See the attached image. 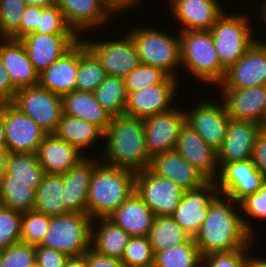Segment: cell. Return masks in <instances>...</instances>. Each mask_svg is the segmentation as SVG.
Returning <instances> with one entry per match:
<instances>
[{
    "label": "cell",
    "instance_id": "ab89813d",
    "mask_svg": "<svg viewBox=\"0 0 266 267\" xmlns=\"http://www.w3.org/2000/svg\"><path fill=\"white\" fill-rule=\"evenodd\" d=\"M51 216L34 210L23 212L21 220L20 240L23 243L37 246L47 234Z\"/></svg>",
    "mask_w": 266,
    "mask_h": 267
},
{
    "label": "cell",
    "instance_id": "74e56055",
    "mask_svg": "<svg viewBox=\"0 0 266 267\" xmlns=\"http://www.w3.org/2000/svg\"><path fill=\"white\" fill-rule=\"evenodd\" d=\"M93 93L96 101L112 117L124 114L128 93L123 78L107 75Z\"/></svg>",
    "mask_w": 266,
    "mask_h": 267
},
{
    "label": "cell",
    "instance_id": "6da1fadb",
    "mask_svg": "<svg viewBox=\"0 0 266 267\" xmlns=\"http://www.w3.org/2000/svg\"><path fill=\"white\" fill-rule=\"evenodd\" d=\"M235 204L239 205L219 192L210 200L208 215L194 236L202 257L211 253L243 250L253 243L255 230L247 218L234 210L233 205L237 209Z\"/></svg>",
    "mask_w": 266,
    "mask_h": 267
},
{
    "label": "cell",
    "instance_id": "6f0895ef",
    "mask_svg": "<svg viewBox=\"0 0 266 267\" xmlns=\"http://www.w3.org/2000/svg\"><path fill=\"white\" fill-rule=\"evenodd\" d=\"M64 267H86L84 256L69 257Z\"/></svg>",
    "mask_w": 266,
    "mask_h": 267
},
{
    "label": "cell",
    "instance_id": "f35d334b",
    "mask_svg": "<svg viewBox=\"0 0 266 267\" xmlns=\"http://www.w3.org/2000/svg\"><path fill=\"white\" fill-rule=\"evenodd\" d=\"M154 264L157 267H200L202 256L192 238L187 243L156 251Z\"/></svg>",
    "mask_w": 266,
    "mask_h": 267
},
{
    "label": "cell",
    "instance_id": "d6986e66",
    "mask_svg": "<svg viewBox=\"0 0 266 267\" xmlns=\"http://www.w3.org/2000/svg\"><path fill=\"white\" fill-rule=\"evenodd\" d=\"M217 193L215 181H208L198 189L184 190L171 217L194 238L208 215L210 200Z\"/></svg>",
    "mask_w": 266,
    "mask_h": 267
},
{
    "label": "cell",
    "instance_id": "9a60e30c",
    "mask_svg": "<svg viewBox=\"0 0 266 267\" xmlns=\"http://www.w3.org/2000/svg\"><path fill=\"white\" fill-rule=\"evenodd\" d=\"M177 84V78L168 76L161 84L128 93L124 114L145 119L173 109Z\"/></svg>",
    "mask_w": 266,
    "mask_h": 267
},
{
    "label": "cell",
    "instance_id": "ba28073f",
    "mask_svg": "<svg viewBox=\"0 0 266 267\" xmlns=\"http://www.w3.org/2000/svg\"><path fill=\"white\" fill-rule=\"evenodd\" d=\"M11 103L48 134L57 129L63 113L62 97L39 85L18 89Z\"/></svg>",
    "mask_w": 266,
    "mask_h": 267
},
{
    "label": "cell",
    "instance_id": "277c9868",
    "mask_svg": "<svg viewBox=\"0 0 266 267\" xmlns=\"http://www.w3.org/2000/svg\"><path fill=\"white\" fill-rule=\"evenodd\" d=\"M180 36L181 66L206 84H219L226 70L218 59L210 30L178 32ZM184 65V66H183Z\"/></svg>",
    "mask_w": 266,
    "mask_h": 267
},
{
    "label": "cell",
    "instance_id": "d6a6232c",
    "mask_svg": "<svg viewBox=\"0 0 266 267\" xmlns=\"http://www.w3.org/2000/svg\"><path fill=\"white\" fill-rule=\"evenodd\" d=\"M63 199V175L45 174L36 190L33 210L51 217L67 214L69 212L64 207Z\"/></svg>",
    "mask_w": 266,
    "mask_h": 267
},
{
    "label": "cell",
    "instance_id": "d590c367",
    "mask_svg": "<svg viewBox=\"0 0 266 267\" xmlns=\"http://www.w3.org/2000/svg\"><path fill=\"white\" fill-rule=\"evenodd\" d=\"M11 180H22L37 190L45 175L34 153L10 152L7 157L6 173Z\"/></svg>",
    "mask_w": 266,
    "mask_h": 267
},
{
    "label": "cell",
    "instance_id": "9c48e42d",
    "mask_svg": "<svg viewBox=\"0 0 266 267\" xmlns=\"http://www.w3.org/2000/svg\"><path fill=\"white\" fill-rule=\"evenodd\" d=\"M135 191L155 216H171L179 205L184 189L147 168L135 173Z\"/></svg>",
    "mask_w": 266,
    "mask_h": 267
},
{
    "label": "cell",
    "instance_id": "816d5d0a",
    "mask_svg": "<svg viewBox=\"0 0 266 267\" xmlns=\"http://www.w3.org/2000/svg\"><path fill=\"white\" fill-rule=\"evenodd\" d=\"M83 256L86 267H124L121 259L100 254L91 247Z\"/></svg>",
    "mask_w": 266,
    "mask_h": 267
},
{
    "label": "cell",
    "instance_id": "60d3db41",
    "mask_svg": "<svg viewBox=\"0 0 266 267\" xmlns=\"http://www.w3.org/2000/svg\"><path fill=\"white\" fill-rule=\"evenodd\" d=\"M154 250L148 236L130 237L121 258L124 267H142L154 264Z\"/></svg>",
    "mask_w": 266,
    "mask_h": 267
},
{
    "label": "cell",
    "instance_id": "484cf974",
    "mask_svg": "<svg viewBox=\"0 0 266 267\" xmlns=\"http://www.w3.org/2000/svg\"><path fill=\"white\" fill-rule=\"evenodd\" d=\"M100 161L86 157L63 175L64 207L69 213H87L88 188L96 164Z\"/></svg>",
    "mask_w": 266,
    "mask_h": 267
},
{
    "label": "cell",
    "instance_id": "2e32d148",
    "mask_svg": "<svg viewBox=\"0 0 266 267\" xmlns=\"http://www.w3.org/2000/svg\"><path fill=\"white\" fill-rule=\"evenodd\" d=\"M219 102L202 100L193 109L185 111L186 123L216 150L225 139L230 121L225 104Z\"/></svg>",
    "mask_w": 266,
    "mask_h": 267
},
{
    "label": "cell",
    "instance_id": "f546056e",
    "mask_svg": "<svg viewBox=\"0 0 266 267\" xmlns=\"http://www.w3.org/2000/svg\"><path fill=\"white\" fill-rule=\"evenodd\" d=\"M63 113L84 119L106 131L112 116L96 101L93 92L74 90L62 96Z\"/></svg>",
    "mask_w": 266,
    "mask_h": 267
},
{
    "label": "cell",
    "instance_id": "94428289",
    "mask_svg": "<svg viewBox=\"0 0 266 267\" xmlns=\"http://www.w3.org/2000/svg\"><path fill=\"white\" fill-rule=\"evenodd\" d=\"M0 147H6L4 114L0 111Z\"/></svg>",
    "mask_w": 266,
    "mask_h": 267
},
{
    "label": "cell",
    "instance_id": "e0dca14e",
    "mask_svg": "<svg viewBox=\"0 0 266 267\" xmlns=\"http://www.w3.org/2000/svg\"><path fill=\"white\" fill-rule=\"evenodd\" d=\"M175 151L209 181L217 179L220 169L217 150L208 145L188 123L180 130Z\"/></svg>",
    "mask_w": 266,
    "mask_h": 267
},
{
    "label": "cell",
    "instance_id": "7bdbcfd3",
    "mask_svg": "<svg viewBox=\"0 0 266 267\" xmlns=\"http://www.w3.org/2000/svg\"><path fill=\"white\" fill-rule=\"evenodd\" d=\"M25 7L23 0H0V38H11L18 31Z\"/></svg>",
    "mask_w": 266,
    "mask_h": 267
},
{
    "label": "cell",
    "instance_id": "f1b7e54d",
    "mask_svg": "<svg viewBox=\"0 0 266 267\" xmlns=\"http://www.w3.org/2000/svg\"><path fill=\"white\" fill-rule=\"evenodd\" d=\"M108 218L131 237L148 236L155 214L134 191Z\"/></svg>",
    "mask_w": 266,
    "mask_h": 267
},
{
    "label": "cell",
    "instance_id": "e7e4bbea",
    "mask_svg": "<svg viewBox=\"0 0 266 267\" xmlns=\"http://www.w3.org/2000/svg\"><path fill=\"white\" fill-rule=\"evenodd\" d=\"M29 267H41L37 261H35L33 264H31Z\"/></svg>",
    "mask_w": 266,
    "mask_h": 267
},
{
    "label": "cell",
    "instance_id": "11a10c76",
    "mask_svg": "<svg viewBox=\"0 0 266 267\" xmlns=\"http://www.w3.org/2000/svg\"><path fill=\"white\" fill-rule=\"evenodd\" d=\"M141 0H101L102 4L105 6V8L110 12V14L116 15V14H123L122 11L126 13V10H130L131 8L140 6Z\"/></svg>",
    "mask_w": 266,
    "mask_h": 267
},
{
    "label": "cell",
    "instance_id": "c3c4849f",
    "mask_svg": "<svg viewBox=\"0 0 266 267\" xmlns=\"http://www.w3.org/2000/svg\"><path fill=\"white\" fill-rule=\"evenodd\" d=\"M250 219H266V180L255 193L244 198L237 206ZM240 207V208H239ZM249 216V217H248Z\"/></svg>",
    "mask_w": 266,
    "mask_h": 267
},
{
    "label": "cell",
    "instance_id": "7c38bea8",
    "mask_svg": "<svg viewBox=\"0 0 266 267\" xmlns=\"http://www.w3.org/2000/svg\"><path fill=\"white\" fill-rule=\"evenodd\" d=\"M0 111L4 114L8 151L35 154L48 133L11 102L1 103Z\"/></svg>",
    "mask_w": 266,
    "mask_h": 267
},
{
    "label": "cell",
    "instance_id": "8992f818",
    "mask_svg": "<svg viewBox=\"0 0 266 267\" xmlns=\"http://www.w3.org/2000/svg\"><path fill=\"white\" fill-rule=\"evenodd\" d=\"M92 218L87 213L52 216L40 246L55 249L68 257L83 256L90 248Z\"/></svg>",
    "mask_w": 266,
    "mask_h": 267
},
{
    "label": "cell",
    "instance_id": "30bf717a",
    "mask_svg": "<svg viewBox=\"0 0 266 267\" xmlns=\"http://www.w3.org/2000/svg\"><path fill=\"white\" fill-rule=\"evenodd\" d=\"M119 38L106 41L105 39L104 41L82 40L99 60L108 76L124 78L140 62L132 38L128 34Z\"/></svg>",
    "mask_w": 266,
    "mask_h": 267
},
{
    "label": "cell",
    "instance_id": "e575fe53",
    "mask_svg": "<svg viewBox=\"0 0 266 267\" xmlns=\"http://www.w3.org/2000/svg\"><path fill=\"white\" fill-rule=\"evenodd\" d=\"M148 238L155 253L187 243L193 237L171 216H155Z\"/></svg>",
    "mask_w": 266,
    "mask_h": 267
},
{
    "label": "cell",
    "instance_id": "5b68a950",
    "mask_svg": "<svg viewBox=\"0 0 266 267\" xmlns=\"http://www.w3.org/2000/svg\"><path fill=\"white\" fill-rule=\"evenodd\" d=\"M136 27L130 29L128 35L135 44L139 62L159 68L169 77L178 79L179 76L175 72L181 66L178 33L177 36H171L154 27Z\"/></svg>",
    "mask_w": 266,
    "mask_h": 267
},
{
    "label": "cell",
    "instance_id": "ffe728a7",
    "mask_svg": "<svg viewBox=\"0 0 266 267\" xmlns=\"http://www.w3.org/2000/svg\"><path fill=\"white\" fill-rule=\"evenodd\" d=\"M221 98L231 119L262 125L266 117V85L222 89Z\"/></svg>",
    "mask_w": 266,
    "mask_h": 267
},
{
    "label": "cell",
    "instance_id": "03108f58",
    "mask_svg": "<svg viewBox=\"0 0 266 267\" xmlns=\"http://www.w3.org/2000/svg\"><path fill=\"white\" fill-rule=\"evenodd\" d=\"M142 267H157L155 264H152L150 266H142Z\"/></svg>",
    "mask_w": 266,
    "mask_h": 267
},
{
    "label": "cell",
    "instance_id": "91938a15",
    "mask_svg": "<svg viewBox=\"0 0 266 267\" xmlns=\"http://www.w3.org/2000/svg\"><path fill=\"white\" fill-rule=\"evenodd\" d=\"M247 267H266V259L249 256Z\"/></svg>",
    "mask_w": 266,
    "mask_h": 267
},
{
    "label": "cell",
    "instance_id": "52a82bcc",
    "mask_svg": "<svg viewBox=\"0 0 266 267\" xmlns=\"http://www.w3.org/2000/svg\"><path fill=\"white\" fill-rule=\"evenodd\" d=\"M248 19L247 15H227L224 12L210 29L218 59L225 70L235 64L257 40Z\"/></svg>",
    "mask_w": 266,
    "mask_h": 267
},
{
    "label": "cell",
    "instance_id": "f5cc1de1",
    "mask_svg": "<svg viewBox=\"0 0 266 267\" xmlns=\"http://www.w3.org/2000/svg\"><path fill=\"white\" fill-rule=\"evenodd\" d=\"M256 168L266 177V132L260 131L254 143L251 158Z\"/></svg>",
    "mask_w": 266,
    "mask_h": 267
},
{
    "label": "cell",
    "instance_id": "ac0fdd59",
    "mask_svg": "<svg viewBox=\"0 0 266 267\" xmlns=\"http://www.w3.org/2000/svg\"><path fill=\"white\" fill-rule=\"evenodd\" d=\"M77 34H43L33 32L20 41L25 46L29 60L41 73L67 52L79 39Z\"/></svg>",
    "mask_w": 266,
    "mask_h": 267
},
{
    "label": "cell",
    "instance_id": "db71d44e",
    "mask_svg": "<svg viewBox=\"0 0 266 267\" xmlns=\"http://www.w3.org/2000/svg\"><path fill=\"white\" fill-rule=\"evenodd\" d=\"M17 90L12 84L9 74L0 59V102H12Z\"/></svg>",
    "mask_w": 266,
    "mask_h": 267
},
{
    "label": "cell",
    "instance_id": "1f68e13d",
    "mask_svg": "<svg viewBox=\"0 0 266 267\" xmlns=\"http://www.w3.org/2000/svg\"><path fill=\"white\" fill-rule=\"evenodd\" d=\"M53 134L77 148L82 154L86 147L101 141L104 132L96 125L71 115L62 113L57 129Z\"/></svg>",
    "mask_w": 266,
    "mask_h": 267
},
{
    "label": "cell",
    "instance_id": "7a4b0ae2",
    "mask_svg": "<svg viewBox=\"0 0 266 267\" xmlns=\"http://www.w3.org/2000/svg\"><path fill=\"white\" fill-rule=\"evenodd\" d=\"M103 140L106 148L98 156L103 163L135 173L149 168L151 157L145 145L143 119L125 114L112 117Z\"/></svg>",
    "mask_w": 266,
    "mask_h": 267
},
{
    "label": "cell",
    "instance_id": "5bb4252c",
    "mask_svg": "<svg viewBox=\"0 0 266 267\" xmlns=\"http://www.w3.org/2000/svg\"><path fill=\"white\" fill-rule=\"evenodd\" d=\"M221 89H244L266 85V43L256 40L225 73Z\"/></svg>",
    "mask_w": 266,
    "mask_h": 267
},
{
    "label": "cell",
    "instance_id": "44dd1931",
    "mask_svg": "<svg viewBox=\"0 0 266 267\" xmlns=\"http://www.w3.org/2000/svg\"><path fill=\"white\" fill-rule=\"evenodd\" d=\"M261 130V125L257 123L230 118L225 139L217 149L219 167L224 163L251 159L255 140Z\"/></svg>",
    "mask_w": 266,
    "mask_h": 267
},
{
    "label": "cell",
    "instance_id": "83f0119b",
    "mask_svg": "<svg viewBox=\"0 0 266 267\" xmlns=\"http://www.w3.org/2000/svg\"><path fill=\"white\" fill-rule=\"evenodd\" d=\"M65 21L80 36L81 31L103 26L113 17L101 0H57Z\"/></svg>",
    "mask_w": 266,
    "mask_h": 267
},
{
    "label": "cell",
    "instance_id": "836d02e7",
    "mask_svg": "<svg viewBox=\"0 0 266 267\" xmlns=\"http://www.w3.org/2000/svg\"><path fill=\"white\" fill-rule=\"evenodd\" d=\"M36 190L22 180H11V175L0 179V205L21 213L34 209Z\"/></svg>",
    "mask_w": 266,
    "mask_h": 267
},
{
    "label": "cell",
    "instance_id": "4fadbf2b",
    "mask_svg": "<svg viewBox=\"0 0 266 267\" xmlns=\"http://www.w3.org/2000/svg\"><path fill=\"white\" fill-rule=\"evenodd\" d=\"M186 123L185 110L173 108L143 119L145 145L149 156L174 151L181 128Z\"/></svg>",
    "mask_w": 266,
    "mask_h": 267
},
{
    "label": "cell",
    "instance_id": "6125c7cd",
    "mask_svg": "<svg viewBox=\"0 0 266 267\" xmlns=\"http://www.w3.org/2000/svg\"><path fill=\"white\" fill-rule=\"evenodd\" d=\"M263 2H264V5L262 3V6H261L262 8L260 9L262 10L260 14L261 18H263L266 15V0H264Z\"/></svg>",
    "mask_w": 266,
    "mask_h": 267
},
{
    "label": "cell",
    "instance_id": "4dcf8cb0",
    "mask_svg": "<svg viewBox=\"0 0 266 267\" xmlns=\"http://www.w3.org/2000/svg\"><path fill=\"white\" fill-rule=\"evenodd\" d=\"M94 221L99 224L96 225ZM130 237L109 218L92 220L90 247L100 254L121 259Z\"/></svg>",
    "mask_w": 266,
    "mask_h": 267
},
{
    "label": "cell",
    "instance_id": "be15d7a7",
    "mask_svg": "<svg viewBox=\"0 0 266 267\" xmlns=\"http://www.w3.org/2000/svg\"><path fill=\"white\" fill-rule=\"evenodd\" d=\"M261 128H262V131H265L266 132V117H265L264 122L261 125Z\"/></svg>",
    "mask_w": 266,
    "mask_h": 267
},
{
    "label": "cell",
    "instance_id": "4316f807",
    "mask_svg": "<svg viewBox=\"0 0 266 267\" xmlns=\"http://www.w3.org/2000/svg\"><path fill=\"white\" fill-rule=\"evenodd\" d=\"M0 59L12 84L17 88L38 85L39 74L29 60L25 46L20 40L1 38Z\"/></svg>",
    "mask_w": 266,
    "mask_h": 267
},
{
    "label": "cell",
    "instance_id": "f6af8a7d",
    "mask_svg": "<svg viewBox=\"0 0 266 267\" xmlns=\"http://www.w3.org/2000/svg\"><path fill=\"white\" fill-rule=\"evenodd\" d=\"M35 261L34 245L18 242L0 250V267H29Z\"/></svg>",
    "mask_w": 266,
    "mask_h": 267
},
{
    "label": "cell",
    "instance_id": "3957f363",
    "mask_svg": "<svg viewBox=\"0 0 266 267\" xmlns=\"http://www.w3.org/2000/svg\"><path fill=\"white\" fill-rule=\"evenodd\" d=\"M135 191V172L103 163L96 164L87 196L92 220L108 218Z\"/></svg>",
    "mask_w": 266,
    "mask_h": 267
},
{
    "label": "cell",
    "instance_id": "d4e9b609",
    "mask_svg": "<svg viewBox=\"0 0 266 267\" xmlns=\"http://www.w3.org/2000/svg\"><path fill=\"white\" fill-rule=\"evenodd\" d=\"M45 174L62 175L78 164L86 156L68 142L47 134L35 152Z\"/></svg>",
    "mask_w": 266,
    "mask_h": 267
},
{
    "label": "cell",
    "instance_id": "603a6c76",
    "mask_svg": "<svg viewBox=\"0 0 266 267\" xmlns=\"http://www.w3.org/2000/svg\"><path fill=\"white\" fill-rule=\"evenodd\" d=\"M149 169L154 174L173 181L184 190L198 189L209 181L175 150L154 155Z\"/></svg>",
    "mask_w": 266,
    "mask_h": 267
},
{
    "label": "cell",
    "instance_id": "cb8c5ba5",
    "mask_svg": "<svg viewBox=\"0 0 266 267\" xmlns=\"http://www.w3.org/2000/svg\"><path fill=\"white\" fill-rule=\"evenodd\" d=\"M79 67V40L47 69L39 73L38 85L63 96L75 90Z\"/></svg>",
    "mask_w": 266,
    "mask_h": 267
},
{
    "label": "cell",
    "instance_id": "9f6ffc18",
    "mask_svg": "<svg viewBox=\"0 0 266 267\" xmlns=\"http://www.w3.org/2000/svg\"><path fill=\"white\" fill-rule=\"evenodd\" d=\"M9 151L6 147H0V179L6 173V164Z\"/></svg>",
    "mask_w": 266,
    "mask_h": 267
},
{
    "label": "cell",
    "instance_id": "7dc6e473",
    "mask_svg": "<svg viewBox=\"0 0 266 267\" xmlns=\"http://www.w3.org/2000/svg\"><path fill=\"white\" fill-rule=\"evenodd\" d=\"M252 245L243 250L230 252L211 253L202 257L203 267H247L249 251Z\"/></svg>",
    "mask_w": 266,
    "mask_h": 267
},
{
    "label": "cell",
    "instance_id": "7402d4cb",
    "mask_svg": "<svg viewBox=\"0 0 266 267\" xmlns=\"http://www.w3.org/2000/svg\"><path fill=\"white\" fill-rule=\"evenodd\" d=\"M169 9L180 24L179 32L210 30L224 13L218 0H169Z\"/></svg>",
    "mask_w": 266,
    "mask_h": 267
},
{
    "label": "cell",
    "instance_id": "8d00e7d4",
    "mask_svg": "<svg viewBox=\"0 0 266 267\" xmlns=\"http://www.w3.org/2000/svg\"><path fill=\"white\" fill-rule=\"evenodd\" d=\"M107 74L96 56L79 39V67L76 78L77 91L94 92L105 80Z\"/></svg>",
    "mask_w": 266,
    "mask_h": 267
},
{
    "label": "cell",
    "instance_id": "f907efd6",
    "mask_svg": "<svg viewBox=\"0 0 266 267\" xmlns=\"http://www.w3.org/2000/svg\"><path fill=\"white\" fill-rule=\"evenodd\" d=\"M36 261L41 267H64L69 258L66 254L55 249L40 245L35 246Z\"/></svg>",
    "mask_w": 266,
    "mask_h": 267
},
{
    "label": "cell",
    "instance_id": "8fae6325",
    "mask_svg": "<svg viewBox=\"0 0 266 267\" xmlns=\"http://www.w3.org/2000/svg\"><path fill=\"white\" fill-rule=\"evenodd\" d=\"M218 175L215 180L218 192L236 203L257 192L266 180L252 159L224 163Z\"/></svg>",
    "mask_w": 266,
    "mask_h": 267
},
{
    "label": "cell",
    "instance_id": "003e7915",
    "mask_svg": "<svg viewBox=\"0 0 266 267\" xmlns=\"http://www.w3.org/2000/svg\"><path fill=\"white\" fill-rule=\"evenodd\" d=\"M261 20H265V22H266V15Z\"/></svg>",
    "mask_w": 266,
    "mask_h": 267
},
{
    "label": "cell",
    "instance_id": "680465c9",
    "mask_svg": "<svg viewBox=\"0 0 266 267\" xmlns=\"http://www.w3.org/2000/svg\"><path fill=\"white\" fill-rule=\"evenodd\" d=\"M26 6L37 5L41 7H50L57 4V0H23Z\"/></svg>",
    "mask_w": 266,
    "mask_h": 267
},
{
    "label": "cell",
    "instance_id": "681fc988",
    "mask_svg": "<svg viewBox=\"0 0 266 267\" xmlns=\"http://www.w3.org/2000/svg\"><path fill=\"white\" fill-rule=\"evenodd\" d=\"M43 7L37 5H29L25 7L23 17L18 31L11 37V39L20 40L27 34L36 31L39 26V16H41Z\"/></svg>",
    "mask_w": 266,
    "mask_h": 267
},
{
    "label": "cell",
    "instance_id": "bcb514c9",
    "mask_svg": "<svg viewBox=\"0 0 266 267\" xmlns=\"http://www.w3.org/2000/svg\"><path fill=\"white\" fill-rule=\"evenodd\" d=\"M37 33L43 34H76L65 21L63 12L57 4L50 7H43L39 16Z\"/></svg>",
    "mask_w": 266,
    "mask_h": 267
},
{
    "label": "cell",
    "instance_id": "ee69618b",
    "mask_svg": "<svg viewBox=\"0 0 266 267\" xmlns=\"http://www.w3.org/2000/svg\"><path fill=\"white\" fill-rule=\"evenodd\" d=\"M22 213L0 205V250L21 242Z\"/></svg>",
    "mask_w": 266,
    "mask_h": 267
},
{
    "label": "cell",
    "instance_id": "b9f144b4",
    "mask_svg": "<svg viewBox=\"0 0 266 267\" xmlns=\"http://www.w3.org/2000/svg\"><path fill=\"white\" fill-rule=\"evenodd\" d=\"M168 75L159 68L139 63L126 77L124 84L127 93L135 92L146 87L161 84Z\"/></svg>",
    "mask_w": 266,
    "mask_h": 267
}]
</instances>
